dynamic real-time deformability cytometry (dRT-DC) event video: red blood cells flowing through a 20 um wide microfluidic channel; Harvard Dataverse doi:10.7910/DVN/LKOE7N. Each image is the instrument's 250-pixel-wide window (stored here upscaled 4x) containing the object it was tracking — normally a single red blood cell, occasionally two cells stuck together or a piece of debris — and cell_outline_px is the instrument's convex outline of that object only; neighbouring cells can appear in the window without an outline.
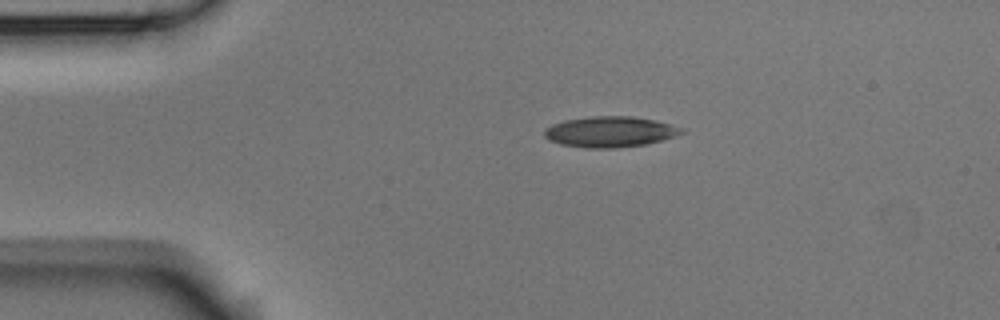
{"species": "Egyptian fruit bat (a non-hibernating species)", "species_latin": "Rousettus aegyptiacus", "temperature_condition": "room temperature", "stored_images_in_passage": 4, "camera_frame_rate_fps": 3000, "um_per_image_px": 0.085, "animal": {"sex": "male"}, "frame": {"image": 1, "passage_image": 4, "time_ms": 1.0, "image_size_px": [1000, 320], "cell_outline_px": [[688, 132], [676, 136], [644, 144], [612, 148], [584, 148], [560, 144], [548, 140], [544, 136], [544, 128], [552, 124], [564, 120], [592, 116], [632, 116], [656, 120], [684, 128]], "centroid_in_image_um": [51.85, 11.19], "position_along_channel_um": 33.2, "area_um2": 24.74}}